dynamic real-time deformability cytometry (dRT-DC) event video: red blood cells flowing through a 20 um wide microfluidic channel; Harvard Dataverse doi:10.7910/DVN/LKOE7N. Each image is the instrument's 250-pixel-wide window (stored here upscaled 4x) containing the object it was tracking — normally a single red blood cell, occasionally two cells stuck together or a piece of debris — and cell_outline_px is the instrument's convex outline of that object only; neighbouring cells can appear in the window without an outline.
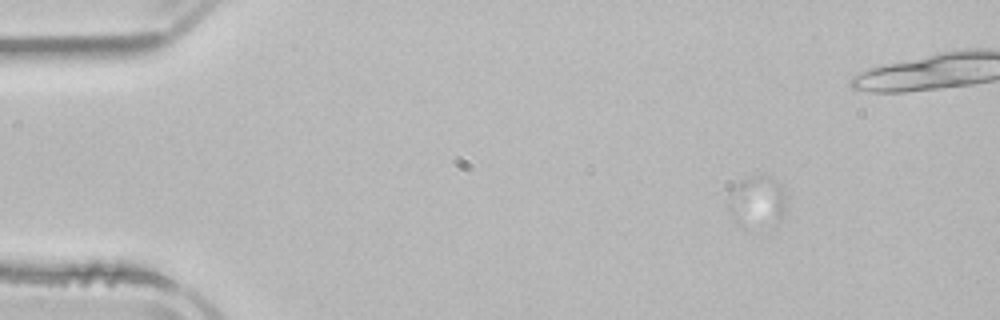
{"species": "common noctule bat (a hibernating species)", "species_latin": "Nyctalus noctula", "temperature_condition": "room temperature", "stored_images_in_passage": 14, "camera_frame_rate_fps": 3000, "um_per_image_px": 0.085, "animal": {"sex": "male", "body_mass_g": 21.5, "forearm_length_mm": 52.0}, "frame": {"image": 1, "passage_image": 2, "time_ms": 1.0, "image_size_px": [1000, 320], "cell_outline_px": [[788, 196], [784, 212], [780, 220], [768, 224], [764, 224], [728, 208], [728, 192], [740, 180], [748, 176], [768, 176], [784, 184]], "centroid_in_image_um": [64.51, 16.89], "position_along_channel_um": 20.5, "area_um2": 15.9}}
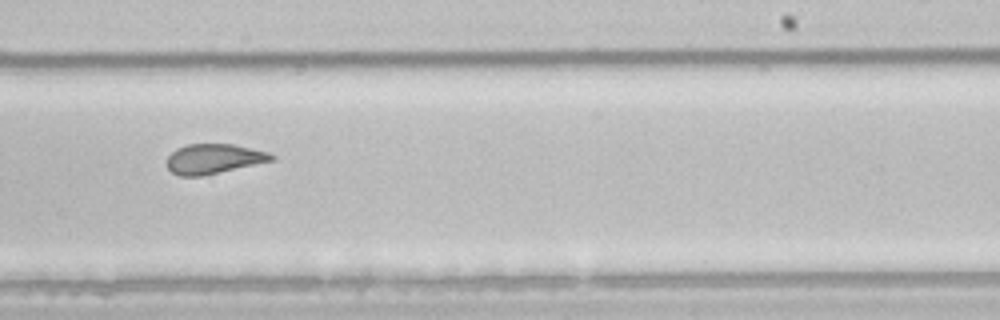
{"frame": {"image": 2, "passage_image": 9, "time_ms": 12.333, "image_size_px": [1000, 320], "cell_outline_px": [[276, 160], [204, 176], [180, 176], [172, 172], [168, 168], [168, 156], [176, 148], [188, 144], [232, 144], [268, 152], [276, 156]], "centroid_in_image_um": [18.2, 13.51], "position_along_channel_um": 270.8, "area_um2": 18.26}}
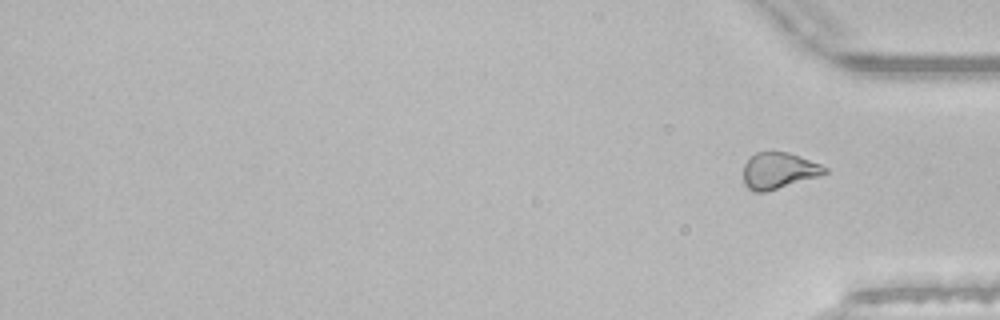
{"frame": {"image": 3, "passage_image": 14, "time_ms": 20.0, "image_size_px": [1000, 320], "cell_outline_px": [[828, 172], [820, 176], [764, 192], [752, 192], [744, 184], [744, 164], [756, 152], [772, 148], [788, 152], [820, 164], [828, 168]], "centroid_in_image_um": [66.18, 14.47], "position_along_channel_um": 369.0, "area_um2": 17.51}}